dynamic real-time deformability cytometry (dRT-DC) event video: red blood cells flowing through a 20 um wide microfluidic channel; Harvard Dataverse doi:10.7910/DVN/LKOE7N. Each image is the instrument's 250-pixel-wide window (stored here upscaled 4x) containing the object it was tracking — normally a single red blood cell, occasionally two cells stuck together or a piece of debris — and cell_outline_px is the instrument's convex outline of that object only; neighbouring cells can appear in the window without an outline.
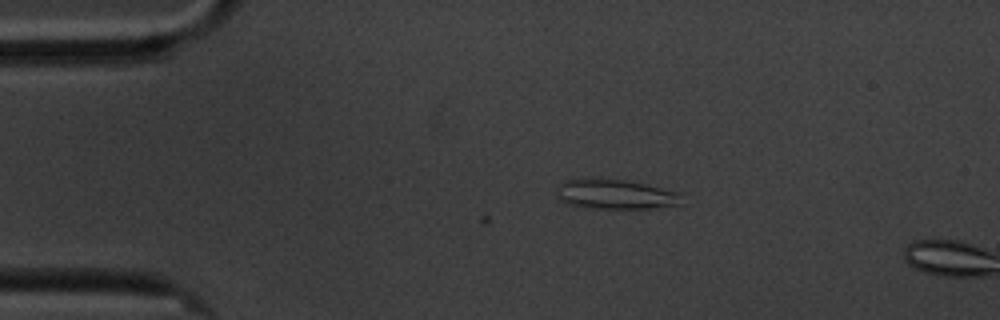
{"species": "common noctule bat (a hibernating species)", "species_latin": "Nyctalus noctula", "temperature_condition": "cold", "stored_images_in_passage": 2, "camera_frame_rate_fps": 3000, "um_per_image_px": 0.085, "animal": {"sex": "male", "body_mass_g": 20.1, "forearm_length_mm": 53.5}, "frame": {"image": 1, "passage_image": 2, "time_ms": 0.333, "image_size_px": [1000, 320], "cell_outline_px": [[680, 204], [652, 208], [584, 208], [568, 204], [560, 200], [556, 196], [556, 188], [564, 180], [592, 176], [624, 180], [644, 184], [680, 192]], "centroid_in_image_um": [52.2, 16.48], "position_along_channel_um": 32.8, "area_um2": 22.08}}